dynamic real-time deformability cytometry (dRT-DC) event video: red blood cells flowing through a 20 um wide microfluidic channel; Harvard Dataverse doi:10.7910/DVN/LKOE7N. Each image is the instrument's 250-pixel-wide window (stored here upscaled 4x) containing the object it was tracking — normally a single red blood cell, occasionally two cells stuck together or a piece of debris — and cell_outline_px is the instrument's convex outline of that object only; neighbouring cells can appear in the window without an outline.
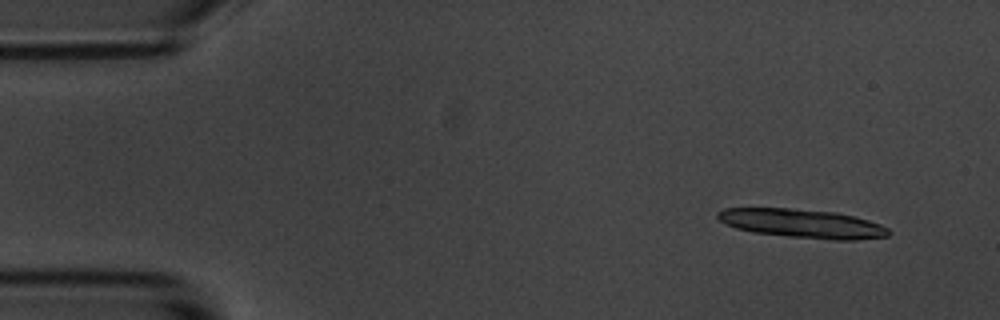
{"species": "common noctule bat (a hibernating species)", "species_latin": "Nyctalus noctula", "temperature_condition": "room temperature", "stored_images_in_passage": 5, "camera_frame_rate_fps": 3000, "um_per_image_px": 0.085, "animal": {"sex": "male", "body_mass_g": 20.1, "forearm_length_mm": 53.5}, "frame": {"image": 1, "passage_image": 2, "time_ms": 1.0, "image_size_px": [1000, 320], "cell_outline_px": [[892, 232], [888, 236], [856, 240], [832, 240], [788, 236], [752, 232], [736, 228], [720, 220], [716, 216], [716, 212], [724, 208], [788, 208], [836, 212], [856, 216], [880, 224], [888, 228]], "centroid_in_image_um": [68.23, 19.0], "position_along_channel_um": 16.8, "area_um2": 28.78}}